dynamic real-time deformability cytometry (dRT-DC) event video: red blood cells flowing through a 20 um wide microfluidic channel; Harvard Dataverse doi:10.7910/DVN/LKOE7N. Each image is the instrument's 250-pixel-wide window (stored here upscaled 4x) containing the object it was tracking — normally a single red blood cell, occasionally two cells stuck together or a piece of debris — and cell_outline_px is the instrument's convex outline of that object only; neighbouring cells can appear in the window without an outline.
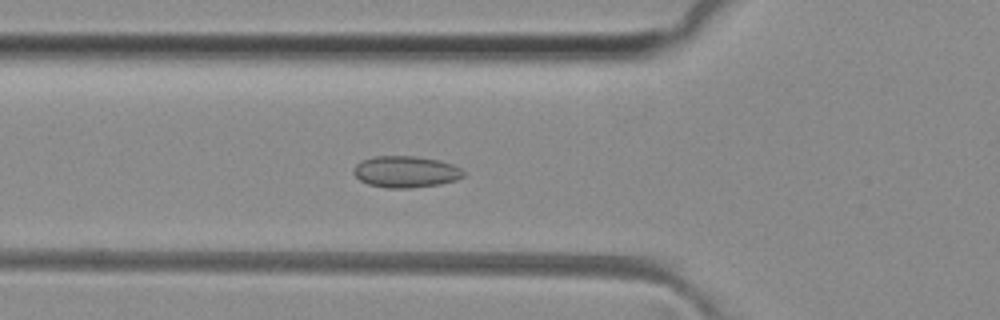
{"species": "common noctule bat (a hibernating species)", "species_latin": "Nyctalus noctula", "temperature_condition": "room temperature", "stored_images_in_passage": 47, "camera_frame_rate_fps": 3000, "um_per_image_px": 0.085, "animal": {"sex": "female", "body_mass_g": 29.2, "forearm_length_mm": 56.3}, "frame": {"image": 1, "passage_image": 14, "time_ms": 4.333, "image_size_px": [1000, 320], "cell_outline_px": [[464, 176], [456, 180], [440, 184], [412, 188], [384, 188], [368, 184], [360, 180], [352, 172], [352, 168], [360, 160], [376, 156], [416, 156], [440, 160], [452, 164], [460, 168], [464, 172]], "centroid_in_image_um": [34.46, 14.6], "position_along_channel_um": 91.3, "area_um2": 20.4}}
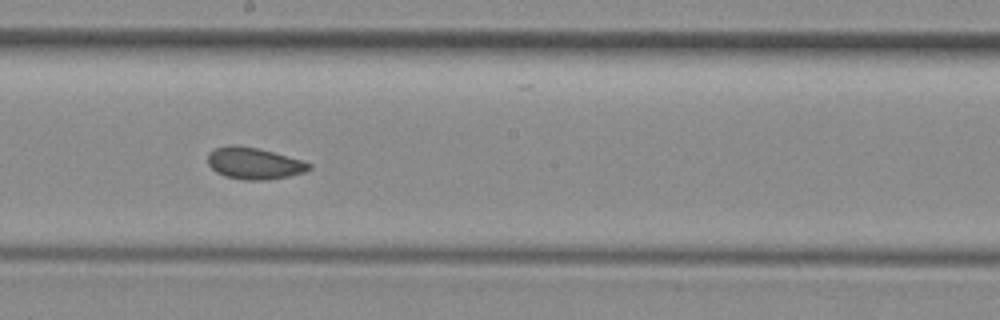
{"frame": {"image": 2, "passage_image": 24, "time_ms": 7.667, "image_size_px": [1000, 320], "cell_outline_px": [[312, 168], [304, 172], [288, 176], [264, 180], [244, 180], [224, 176], [216, 172], [208, 164], [208, 156], [216, 148], [232, 144], [256, 148], [272, 152], [300, 160], [312, 164]], "centroid_in_image_um": [21.59, 13.9], "position_along_channel_um": 226.6, "area_um2": 18.38}}
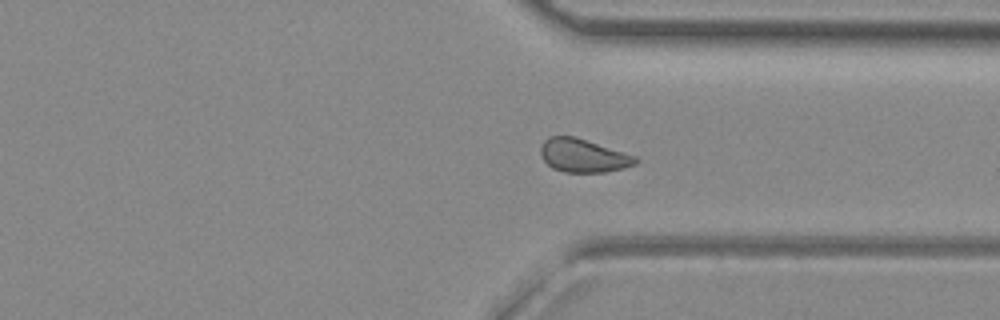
{"frame": {"image": 3, "passage_image": 34, "time_ms": 11.0, "image_size_px": [1000, 320], "cell_outline_px": [[640, 160], [636, 164], [624, 168], [604, 172], [564, 172], [552, 168], [540, 156], [540, 148], [544, 140], [548, 136], [576, 136], [636, 156]], "centroid_in_image_um": [49.57, 13.22], "position_along_channel_um": 361.8, "area_um2": 18.61}, "authors_computed_cell_mechanics": {"area_um2": 18.785, "velocity_mm_per_s": 4.0589, "shape_relaxation_time_tau1_ms": null, "shape_relaxation_time_tau2_ms": 2.3205, "deformation_change_tau1": null, "deformation_change_tau2": 0.0633}}